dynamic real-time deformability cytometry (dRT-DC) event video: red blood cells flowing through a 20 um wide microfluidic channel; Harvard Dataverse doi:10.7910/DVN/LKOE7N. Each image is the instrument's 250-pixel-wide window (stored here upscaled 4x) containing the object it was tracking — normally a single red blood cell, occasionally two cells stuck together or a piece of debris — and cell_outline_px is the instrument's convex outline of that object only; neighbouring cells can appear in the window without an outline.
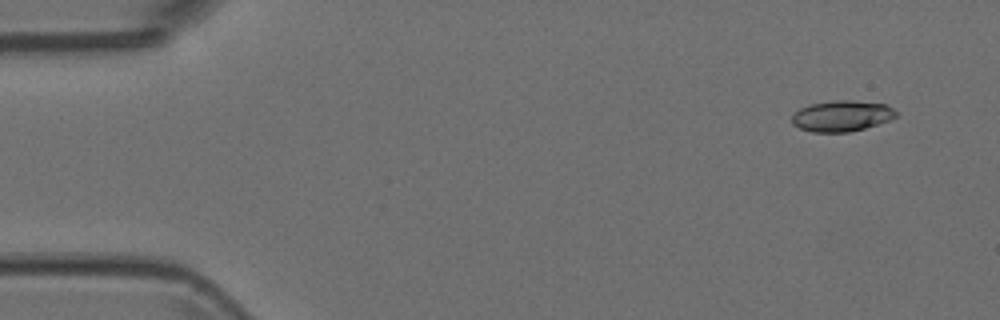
{"species": "Egyptian fruit bat (a non-hibernating species)", "species_latin": "Rousettus aegyptiacus", "temperature_condition": "room temperature", "stored_images_in_passage": 4, "camera_frame_rate_fps": 3000, "um_per_image_px": 0.085, "animal": {"sex": "female"}, "frame": {"image": 1, "passage_image": 1, "time_ms": 0.0, "image_size_px": [1000, 320], "cell_outline_px": [[896, 116], [888, 120], [864, 128], [848, 132], [812, 132], [800, 128], [792, 124], [792, 116], [800, 108], [808, 104], [836, 100], [848, 100], [884, 104], [892, 108], [896, 112]], "centroid_in_image_um": [71.5, 9.85], "position_along_channel_um": 13.5, "area_um2": 18.5}}